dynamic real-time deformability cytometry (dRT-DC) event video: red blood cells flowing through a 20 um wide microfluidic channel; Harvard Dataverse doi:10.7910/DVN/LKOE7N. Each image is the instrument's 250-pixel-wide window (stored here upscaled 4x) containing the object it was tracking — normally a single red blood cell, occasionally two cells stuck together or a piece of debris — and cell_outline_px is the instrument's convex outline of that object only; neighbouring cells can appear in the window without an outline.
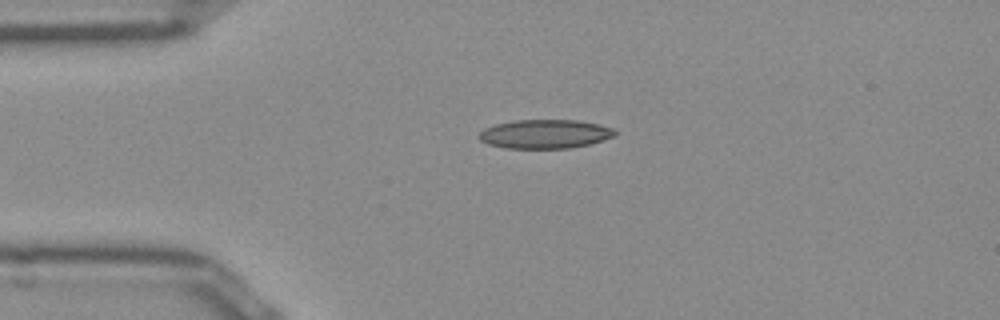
{"species": "Egyptian fruit bat (a non-hibernating species)", "species_latin": "Rousettus aegyptiacus", "temperature_condition": "room temperature", "stored_images_in_passage": 36, "segment_of_instrument_passage": [1, 2], "camera_frame_rate_fps": 3000, "um_per_image_px": 0.085, "frame": {"image": 1, "passage_image": 1, "time_ms": 0.0, "image_size_px": [1000, 320], "cell_outline_px": [[616, 136], [588, 144], [572, 148], [504, 148], [488, 144], [480, 140], [476, 136], [484, 128], [496, 124], [512, 120], [576, 120], [600, 124], [612, 128], [616, 132]], "centroid_in_image_um": [46.3, 11.39], "position_along_channel_um": 38.7, "area_um2": 23.0}}
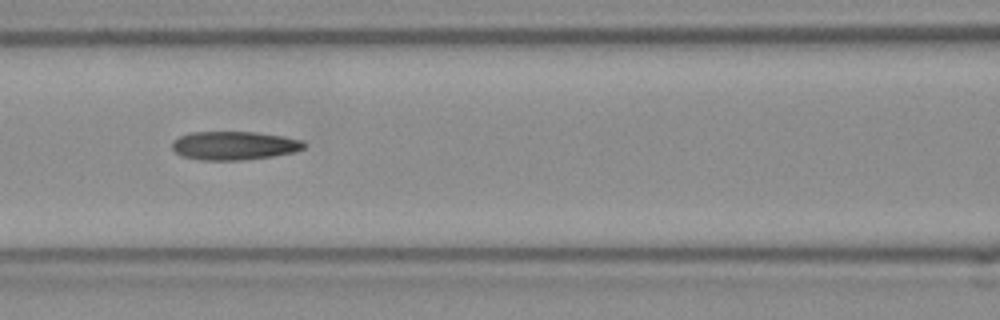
{"frame": {"image": 2, "passage_image": 11, "time_ms": 3.333, "image_size_px": [1000, 320], "cell_outline_px": [[308, 144], [304, 148], [292, 152], [272, 156], [240, 160], [200, 160], [184, 156], [176, 152], [172, 148], [172, 140], [188, 132], [256, 132], [284, 136], [304, 140]], "centroid_in_image_um": [19.92, 12.36], "position_along_channel_um": 146.7, "area_um2": 22.02}}
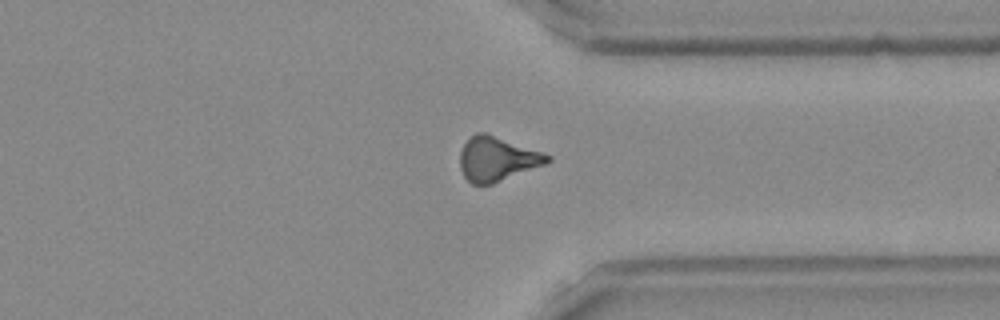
{"frame": {"image": 3, "passage_image": 28, "time_ms": 9.0, "image_size_px": [1000, 320], "cell_outline_px": [[552, 160], [544, 164], [492, 184], [472, 184], [464, 176], [460, 168], [460, 152], [464, 144], [476, 132], [488, 132], [544, 152], [552, 156]], "centroid_in_image_um": [42.27, 13.48], "position_along_channel_um": 369.1, "area_um2": 22.66}}